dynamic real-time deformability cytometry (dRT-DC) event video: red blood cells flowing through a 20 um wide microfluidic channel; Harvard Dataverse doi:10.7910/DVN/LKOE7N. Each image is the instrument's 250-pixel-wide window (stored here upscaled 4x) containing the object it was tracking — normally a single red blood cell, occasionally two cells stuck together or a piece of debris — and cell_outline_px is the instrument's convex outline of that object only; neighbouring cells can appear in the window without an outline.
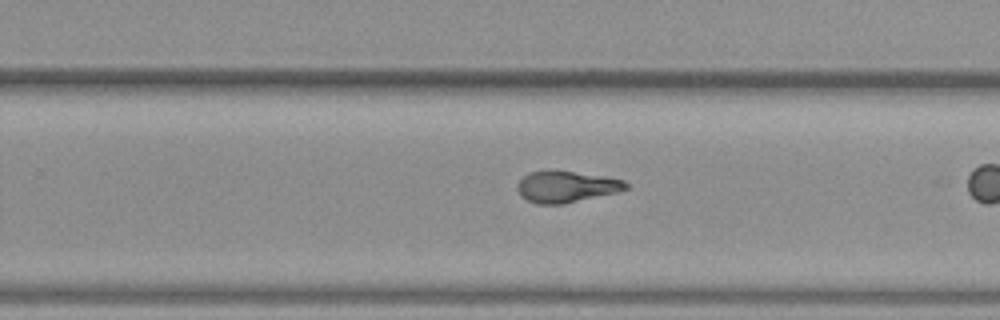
{"species": "common noctule bat (a hibernating species)", "species_latin": "Nyctalus noctula", "temperature_condition": "warm", "stored_images_in_passage": 33, "camera_frame_rate_fps": 3000, "um_per_image_px": 0.085, "animal": {"sex": "female", "body_mass_g": 19.3, "forearm_length_mm": 54.1}, "frame": {"image": 1, "passage_image": 24, "time_ms": 7.667, "image_size_px": [1000, 320], "cell_outline_px": [[628, 188], [616, 192], [564, 204], [536, 204], [520, 196], [516, 188], [516, 184], [528, 172], [572, 172], [604, 176], [624, 180], [628, 184]], "centroid_in_image_um": [48.11, 15.89], "position_along_channel_um": 281.7, "area_um2": 19.48}}
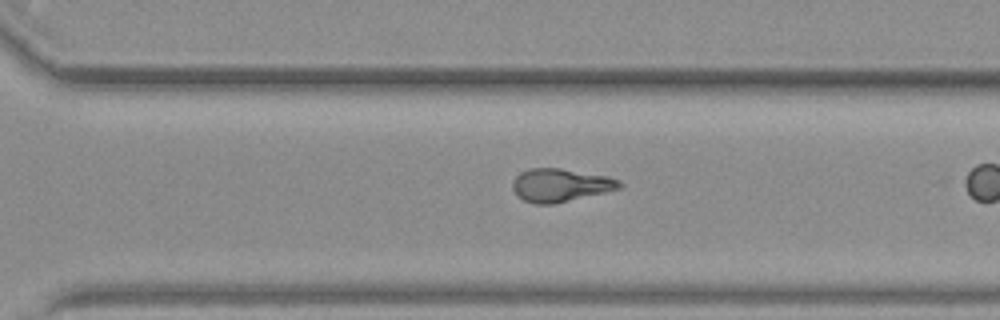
{"frame": {"image": 2, "passage_image": 28, "time_ms": 9.0, "image_size_px": [1000, 320], "cell_outline_px": [[624, 184], [620, 188], [556, 204], [536, 204], [524, 200], [516, 196], [512, 188], [512, 184], [516, 176], [520, 172], [528, 168], [560, 168], [608, 176], [620, 180]], "centroid_in_image_um": [47.62, 15.74], "position_along_channel_um": 323.0, "area_um2": 20.75}}